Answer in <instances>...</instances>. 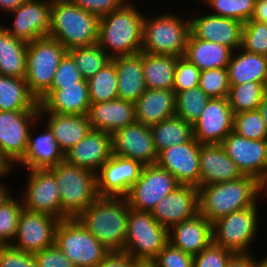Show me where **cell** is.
<instances>
[{"label": "cell", "instance_id": "6da1fadb", "mask_svg": "<svg viewBox=\"0 0 267 267\" xmlns=\"http://www.w3.org/2000/svg\"><path fill=\"white\" fill-rule=\"evenodd\" d=\"M137 7L129 1L124 7L100 17L97 44L111 59L141 52L145 15Z\"/></svg>", "mask_w": 267, "mask_h": 267}, {"label": "cell", "instance_id": "7a4b0ae2", "mask_svg": "<svg viewBox=\"0 0 267 267\" xmlns=\"http://www.w3.org/2000/svg\"><path fill=\"white\" fill-rule=\"evenodd\" d=\"M130 209L126 198L98 197L77 219L107 250L121 252Z\"/></svg>", "mask_w": 267, "mask_h": 267}, {"label": "cell", "instance_id": "3957f363", "mask_svg": "<svg viewBox=\"0 0 267 267\" xmlns=\"http://www.w3.org/2000/svg\"><path fill=\"white\" fill-rule=\"evenodd\" d=\"M258 198L257 179L243 175L234 181L199 187V213L214 223L234 211L254 206Z\"/></svg>", "mask_w": 267, "mask_h": 267}, {"label": "cell", "instance_id": "277c9868", "mask_svg": "<svg viewBox=\"0 0 267 267\" xmlns=\"http://www.w3.org/2000/svg\"><path fill=\"white\" fill-rule=\"evenodd\" d=\"M99 17L75 3L52 4L49 37L67 51L97 43Z\"/></svg>", "mask_w": 267, "mask_h": 267}, {"label": "cell", "instance_id": "5b68a950", "mask_svg": "<svg viewBox=\"0 0 267 267\" xmlns=\"http://www.w3.org/2000/svg\"><path fill=\"white\" fill-rule=\"evenodd\" d=\"M54 175L61 199V220L77 218L99 196L96 173L63 161L48 168Z\"/></svg>", "mask_w": 267, "mask_h": 267}, {"label": "cell", "instance_id": "8992f818", "mask_svg": "<svg viewBox=\"0 0 267 267\" xmlns=\"http://www.w3.org/2000/svg\"><path fill=\"white\" fill-rule=\"evenodd\" d=\"M169 12L146 16L143 20L142 52L155 55L184 56L190 35V20Z\"/></svg>", "mask_w": 267, "mask_h": 267}, {"label": "cell", "instance_id": "52a82bcc", "mask_svg": "<svg viewBox=\"0 0 267 267\" xmlns=\"http://www.w3.org/2000/svg\"><path fill=\"white\" fill-rule=\"evenodd\" d=\"M67 49L49 36L27 43L25 82L37 101L51 88L56 70Z\"/></svg>", "mask_w": 267, "mask_h": 267}, {"label": "cell", "instance_id": "ba28073f", "mask_svg": "<svg viewBox=\"0 0 267 267\" xmlns=\"http://www.w3.org/2000/svg\"><path fill=\"white\" fill-rule=\"evenodd\" d=\"M55 245L75 267H96L110 253L77 218L59 221Z\"/></svg>", "mask_w": 267, "mask_h": 267}, {"label": "cell", "instance_id": "9c48e42d", "mask_svg": "<svg viewBox=\"0 0 267 267\" xmlns=\"http://www.w3.org/2000/svg\"><path fill=\"white\" fill-rule=\"evenodd\" d=\"M258 202L234 211L212 223L213 243L232 253H250L249 247L258 235Z\"/></svg>", "mask_w": 267, "mask_h": 267}, {"label": "cell", "instance_id": "30bf717a", "mask_svg": "<svg viewBox=\"0 0 267 267\" xmlns=\"http://www.w3.org/2000/svg\"><path fill=\"white\" fill-rule=\"evenodd\" d=\"M168 243V229L151 212L130 209L123 252L136 260H154Z\"/></svg>", "mask_w": 267, "mask_h": 267}, {"label": "cell", "instance_id": "8fae6325", "mask_svg": "<svg viewBox=\"0 0 267 267\" xmlns=\"http://www.w3.org/2000/svg\"><path fill=\"white\" fill-rule=\"evenodd\" d=\"M38 121L39 111H0V155L10 167L24 158L30 129Z\"/></svg>", "mask_w": 267, "mask_h": 267}, {"label": "cell", "instance_id": "7c38bea8", "mask_svg": "<svg viewBox=\"0 0 267 267\" xmlns=\"http://www.w3.org/2000/svg\"><path fill=\"white\" fill-rule=\"evenodd\" d=\"M179 185L169 171L157 164L146 165L125 198L131 209L151 212L157 203Z\"/></svg>", "mask_w": 267, "mask_h": 267}, {"label": "cell", "instance_id": "4fadbf2b", "mask_svg": "<svg viewBox=\"0 0 267 267\" xmlns=\"http://www.w3.org/2000/svg\"><path fill=\"white\" fill-rule=\"evenodd\" d=\"M27 172V183L21 194L23 208L46 213L61 220L60 192L54 175L48 169Z\"/></svg>", "mask_w": 267, "mask_h": 267}, {"label": "cell", "instance_id": "5bb4252c", "mask_svg": "<svg viewBox=\"0 0 267 267\" xmlns=\"http://www.w3.org/2000/svg\"><path fill=\"white\" fill-rule=\"evenodd\" d=\"M59 219L46 213L23 208L12 246L21 251L35 254L55 244V233Z\"/></svg>", "mask_w": 267, "mask_h": 267}, {"label": "cell", "instance_id": "9a60e30c", "mask_svg": "<svg viewBox=\"0 0 267 267\" xmlns=\"http://www.w3.org/2000/svg\"><path fill=\"white\" fill-rule=\"evenodd\" d=\"M142 169L140 162L112 154L96 173L98 196L125 198Z\"/></svg>", "mask_w": 267, "mask_h": 267}, {"label": "cell", "instance_id": "2e32d148", "mask_svg": "<svg viewBox=\"0 0 267 267\" xmlns=\"http://www.w3.org/2000/svg\"><path fill=\"white\" fill-rule=\"evenodd\" d=\"M200 149L201 144L193 137L189 142L173 145L160 151L156 164L169 171L179 184L199 188Z\"/></svg>", "mask_w": 267, "mask_h": 267}, {"label": "cell", "instance_id": "e0dca14e", "mask_svg": "<svg viewBox=\"0 0 267 267\" xmlns=\"http://www.w3.org/2000/svg\"><path fill=\"white\" fill-rule=\"evenodd\" d=\"M51 7L49 0H28L7 13L13 15L12 28L2 26L15 38L26 43L33 42L49 35Z\"/></svg>", "mask_w": 267, "mask_h": 267}, {"label": "cell", "instance_id": "ac0fdd59", "mask_svg": "<svg viewBox=\"0 0 267 267\" xmlns=\"http://www.w3.org/2000/svg\"><path fill=\"white\" fill-rule=\"evenodd\" d=\"M112 154L133 159L143 166L156 164L151 128L141 123L127 125L111 134Z\"/></svg>", "mask_w": 267, "mask_h": 267}, {"label": "cell", "instance_id": "d6986e66", "mask_svg": "<svg viewBox=\"0 0 267 267\" xmlns=\"http://www.w3.org/2000/svg\"><path fill=\"white\" fill-rule=\"evenodd\" d=\"M242 175L258 179L267 173V140H254L230 132L221 142Z\"/></svg>", "mask_w": 267, "mask_h": 267}, {"label": "cell", "instance_id": "ffe728a7", "mask_svg": "<svg viewBox=\"0 0 267 267\" xmlns=\"http://www.w3.org/2000/svg\"><path fill=\"white\" fill-rule=\"evenodd\" d=\"M233 122L228 98H211L193 125V136L200 144H221L233 131Z\"/></svg>", "mask_w": 267, "mask_h": 267}, {"label": "cell", "instance_id": "44dd1931", "mask_svg": "<svg viewBox=\"0 0 267 267\" xmlns=\"http://www.w3.org/2000/svg\"><path fill=\"white\" fill-rule=\"evenodd\" d=\"M199 213L198 188L179 185L151 210L155 220L168 230Z\"/></svg>", "mask_w": 267, "mask_h": 267}, {"label": "cell", "instance_id": "7402d4cb", "mask_svg": "<svg viewBox=\"0 0 267 267\" xmlns=\"http://www.w3.org/2000/svg\"><path fill=\"white\" fill-rule=\"evenodd\" d=\"M190 33L198 39L219 43L233 52L241 48L243 23L213 14L190 18Z\"/></svg>", "mask_w": 267, "mask_h": 267}, {"label": "cell", "instance_id": "603a6c76", "mask_svg": "<svg viewBox=\"0 0 267 267\" xmlns=\"http://www.w3.org/2000/svg\"><path fill=\"white\" fill-rule=\"evenodd\" d=\"M39 113L87 115L90 106L86 79L76 85L49 89L39 100Z\"/></svg>", "mask_w": 267, "mask_h": 267}, {"label": "cell", "instance_id": "cb8c5ba5", "mask_svg": "<svg viewBox=\"0 0 267 267\" xmlns=\"http://www.w3.org/2000/svg\"><path fill=\"white\" fill-rule=\"evenodd\" d=\"M111 156V134L91 129L84 138L65 153V161L97 173Z\"/></svg>", "mask_w": 267, "mask_h": 267}, {"label": "cell", "instance_id": "d4e9b609", "mask_svg": "<svg viewBox=\"0 0 267 267\" xmlns=\"http://www.w3.org/2000/svg\"><path fill=\"white\" fill-rule=\"evenodd\" d=\"M168 242L195 256L213 242L212 223L197 213L191 219L172 226L168 230Z\"/></svg>", "mask_w": 267, "mask_h": 267}, {"label": "cell", "instance_id": "484cf974", "mask_svg": "<svg viewBox=\"0 0 267 267\" xmlns=\"http://www.w3.org/2000/svg\"><path fill=\"white\" fill-rule=\"evenodd\" d=\"M87 117L92 129L112 134L136 122L135 104L120 98L91 103Z\"/></svg>", "mask_w": 267, "mask_h": 267}, {"label": "cell", "instance_id": "4316f807", "mask_svg": "<svg viewBox=\"0 0 267 267\" xmlns=\"http://www.w3.org/2000/svg\"><path fill=\"white\" fill-rule=\"evenodd\" d=\"M199 166L200 187L234 181L243 176L221 144H201Z\"/></svg>", "mask_w": 267, "mask_h": 267}, {"label": "cell", "instance_id": "83f0119b", "mask_svg": "<svg viewBox=\"0 0 267 267\" xmlns=\"http://www.w3.org/2000/svg\"><path fill=\"white\" fill-rule=\"evenodd\" d=\"M44 126V133L38 134L37 137L32 132L34 125L30 129L24 158L18 163L21 167L25 166L27 170L48 169L65 161V154L60 149L52 131L46 124Z\"/></svg>", "mask_w": 267, "mask_h": 267}, {"label": "cell", "instance_id": "f1b7e54d", "mask_svg": "<svg viewBox=\"0 0 267 267\" xmlns=\"http://www.w3.org/2000/svg\"><path fill=\"white\" fill-rule=\"evenodd\" d=\"M135 104L136 122L153 126L175 116V92L172 89H146Z\"/></svg>", "mask_w": 267, "mask_h": 267}, {"label": "cell", "instance_id": "f546056e", "mask_svg": "<svg viewBox=\"0 0 267 267\" xmlns=\"http://www.w3.org/2000/svg\"><path fill=\"white\" fill-rule=\"evenodd\" d=\"M117 72L118 98L135 103L145 92L146 83L140 53L111 59Z\"/></svg>", "mask_w": 267, "mask_h": 267}, {"label": "cell", "instance_id": "4dcf8cb0", "mask_svg": "<svg viewBox=\"0 0 267 267\" xmlns=\"http://www.w3.org/2000/svg\"><path fill=\"white\" fill-rule=\"evenodd\" d=\"M45 116V123L64 154L92 129L87 115L39 113L40 119L45 120Z\"/></svg>", "mask_w": 267, "mask_h": 267}, {"label": "cell", "instance_id": "1f68e13d", "mask_svg": "<svg viewBox=\"0 0 267 267\" xmlns=\"http://www.w3.org/2000/svg\"><path fill=\"white\" fill-rule=\"evenodd\" d=\"M235 53V54H234ZM230 85L259 82L267 87V56L235 50L227 66Z\"/></svg>", "mask_w": 267, "mask_h": 267}, {"label": "cell", "instance_id": "d6a6232c", "mask_svg": "<svg viewBox=\"0 0 267 267\" xmlns=\"http://www.w3.org/2000/svg\"><path fill=\"white\" fill-rule=\"evenodd\" d=\"M232 53L227 46L195 38L190 33L184 57L203 71L227 68Z\"/></svg>", "mask_w": 267, "mask_h": 267}, {"label": "cell", "instance_id": "836d02e7", "mask_svg": "<svg viewBox=\"0 0 267 267\" xmlns=\"http://www.w3.org/2000/svg\"><path fill=\"white\" fill-rule=\"evenodd\" d=\"M27 43L9 34L0 24V75L25 78Z\"/></svg>", "mask_w": 267, "mask_h": 267}, {"label": "cell", "instance_id": "e575fe53", "mask_svg": "<svg viewBox=\"0 0 267 267\" xmlns=\"http://www.w3.org/2000/svg\"><path fill=\"white\" fill-rule=\"evenodd\" d=\"M0 111H39L25 78L0 75Z\"/></svg>", "mask_w": 267, "mask_h": 267}, {"label": "cell", "instance_id": "d590c367", "mask_svg": "<svg viewBox=\"0 0 267 267\" xmlns=\"http://www.w3.org/2000/svg\"><path fill=\"white\" fill-rule=\"evenodd\" d=\"M177 58L176 56L142 52V67L146 88L172 89Z\"/></svg>", "mask_w": 267, "mask_h": 267}, {"label": "cell", "instance_id": "8d00e7d4", "mask_svg": "<svg viewBox=\"0 0 267 267\" xmlns=\"http://www.w3.org/2000/svg\"><path fill=\"white\" fill-rule=\"evenodd\" d=\"M150 128L157 154L165 148L189 142L194 137L193 126L176 115Z\"/></svg>", "mask_w": 267, "mask_h": 267}, {"label": "cell", "instance_id": "74e56055", "mask_svg": "<svg viewBox=\"0 0 267 267\" xmlns=\"http://www.w3.org/2000/svg\"><path fill=\"white\" fill-rule=\"evenodd\" d=\"M267 87L259 82L230 85L228 101L234 114L258 110Z\"/></svg>", "mask_w": 267, "mask_h": 267}, {"label": "cell", "instance_id": "f35d334b", "mask_svg": "<svg viewBox=\"0 0 267 267\" xmlns=\"http://www.w3.org/2000/svg\"><path fill=\"white\" fill-rule=\"evenodd\" d=\"M87 82L90 103L105 102L118 98L117 72L112 61L89 78Z\"/></svg>", "mask_w": 267, "mask_h": 267}, {"label": "cell", "instance_id": "ab89813d", "mask_svg": "<svg viewBox=\"0 0 267 267\" xmlns=\"http://www.w3.org/2000/svg\"><path fill=\"white\" fill-rule=\"evenodd\" d=\"M211 98L198 86L175 95V115L192 126Z\"/></svg>", "mask_w": 267, "mask_h": 267}, {"label": "cell", "instance_id": "60d3db41", "mask_svg": "<svg viewBox=\"0 0 267 267\" xmlns=\"http://www.w3.org/2000/svg\"><path fill=\"white\" fill-rule=\"evenodd\" d=\"M67 53L73 58L80 74L86 80L111 61L109 55L97 43L87 47L74 48Z\"/></svg>", "mask_w": 267, "mask_h": 267}, {"label": "cell", "instance_id": "b9f144b4", "mask_svg": "<svg viewBox=\"0 0 267 267\" xmlns=\"http://www.w3.org/2000/svg\"><path fill=\"white\" fill-rule=\"evenodd\" d=\"M212 9L210 14L222 16L242 23L252 19L256 0H203Z\"/></svg>", "mask_w": 267, "mask_h": 267}, {"label": "cell", "instance_id": "7bdbcfd3", "mask_svg": "<svg viewBox=\"0 0 267 267\" xmlns=\"http://www.w3.org/2000/svg\"><path fill=\"white\" fill-rule=\"evenodd\" d=\"M22 210L21 198H14L12 195L0 204V241L4 245L14 241Z\"/></svg>", "mask_w": 267, "mask_h": 267}, {"label": "cell", "instance_id": "ee69618b", "mask_svg": "<svg viewBox=\"0 0 267 267\" xmlns=\"http://www.w3.org/2000/svg\"><path fill=\"white\" fill-rule=\"evenodd\" d=\"M233 132L247 139L267 140V127L259 110L234 114Z\"/></svg>", "mask_w": 267, "mask_h": 267}, {"label": "cell", "instance_id": "f6af8a7d", "mask_svg": "<svg viewBox=\"0 0 267 267\" xmlns=\"http://www.w3.org/2000/svg\"><path fill=\"white\" fill-rule=\"evenodd\" d=\"M241 48L267 56V24L253 19L243 23Z\"/></svg>", "mask_w": 267, "mask_h": 267}, {"label": "cell", "instance_id": "bcb514c9", "mask_svg": "<svg viewBox=\"0 0 267 267\" xmlns=\"http://www.w3.org/2000/svg\"><path fill=\"white\" fill-rule=\"evenodd\" d=\"M199 87L210 98H228L230 83L227 68L201 71Z\"/></svg>", "mask_w": 267, "mask_h": 267}, {"label": "cell", "instance_id": "7dc6e473", "mask_svg": "<svg viewBox=\"0 0 267 267\" xmlns=\"http://www.w3.org/2000/svg\"><path fill=\"white\" fill-rule=\"evenodd\" d=\"M201 70L184 56L177 58L172 90L175 95L190 88L198 87Z\"/></svg>", "mask_w": 267, "mask_h": 267}, {"label": "cell", "instance_id": "c3c4849f", "mask_svg": "<svg viewBox=\"0 0 267 267\" xmlns=\"http://www.w3.org/2000/svg\"><path fill=\"white\" fill-rule=\"evenodd\" d=\"M83 79L73 58L66 53L59 63L50 89H62V86L76 85Z\"/></svg>", "mask_w": 267, "mask_h": 267}, {"label": "cell", "instance_id": "681fc988", "mask_svg": "<svg viewBox=\"0 0 267 267\" xmlns=\"http://www.w3.org/2000/svg\"><path fill=\"white\" fill-rule=\"evenodd\" d=\"M233 254L212 242L207 248L194 256L193 267H226Z\"/></svg>", "mask_w": 267, "mask_h": 267}, {"label": "cell", "instance_id": "f907efd6", "mask_svg": "<svg viewBox=\"0 0 267 267\" xmlns=\"http://www.w3.org/2000/svg\"><path fill=\"white\" fill-rule=\"evenodd\" d=\"M194 256L167 243L158 253L154 262L156 267H193Z\"/></svg>", "mask_w": 267, "mask_h": 267}, {"label": "cell", "instance_id": "816d5d0a", "mask_svg": "<svg viewBox=\"0 0 267 267\" xmlns=\"http://www.w3.org/2000/svg\"><path fill=\"white\" fill-rule=\"evenodd\" d=\"M0 267H38L34 254L6 244L0 247Z\"/></svg>", "mask_w": 267, "mask_h": 267}, {"label": "cell", "instance_id": "f5cc1de1", "mask_svg": "<svg viewBox=\"0 0 267 267\" xmlns=\"http://www.w3.org/2000/svg\"><path fill=\"white\" fill-rule=\"evenodd\" d=\"M34 255L38 267H75L73 262L55 244Z\"/></svg>", "mask_w": 267, "mask_h": 267}, {"label": "cell", "instance_id": "db71d44e", "mask_svg": "<svg viewBox=\"0 0 267 267\" xmlns=\"http://www.w3.org/2000/svg\"><path fill=\"white\" fill-rule=\"evenodd\" d=\"M131 0H75L74 3L99 18L124 7Z\"/></svg>", "mask_w": 267, "mask_h": 267}, {"label": "cell", "instance_id": "11a10c76", "mask_svg": "<svg viewBox=\"0 0 267 267\" xmlns=\"http://www.w3.org/2000/svg\"><path fill=\"white\" fill-rule=\"evenodd\" d=\"M132 257L125 252H110L96 267H131Z\"/></svg>", "mask_w": 267, "mask_h": 267}, {"label": "cell", "instance_id": "9f6ffc18", "mask_svg": "<svg viewBox=\"0 0 267 267\" xmlns=\"http://www.w3.org/2000/svg\"><path fill=\"white\" fill-rule=\"evenodd\" d=\"M253 253H234L226 267H258L260 260Z\"/></svg>", "mask_w": 267, "mask_h": 267}, {"label": "cell", "instance_id": "6f0895ef", "mask_svg": "<svg viewBox=\"0 0 267 267\" xmlns=\"http://www.w3.org/2000/svg\"><path fill=\"white\" fill-rule=\"evenodd\" d=\"M252 19L267 24V0H256Z\"/></svg>", "mask_w": 267, "mask_h": 267}, {"label": "cell", "instance_id": "680465c9", "mask_svg": "<svg viewBox=\"0 0 267 267\" xmlns=\"http://www.w3.org/2000/svg\"><path fill=\"white\" fill-rule=\"evenodd\" d=\"M12 169H14V168L11 167L9 170H5V171L0 172V204L2 202H4L7 198H9L11 196V193L13 194V192H11L9 190L8 185L6 186V184H3L1 182L2 178L4 179L5 177H7L8 174L10 176V173L13 172Z\"/></svg>", "mask_w": 267, "mask_h": 267}, {"label": "cell", "instance_id": "91938a15", "mask_svg": "<svg viewBox=\"0 0 267 267\" xmlns=\"http://www.w3.org/2000/svg\"><path fill=\"white\" fill-rule=\"evenodd\" d=\"M28 0H0V11L7 14Z\"/></svg>", "mask_w": 267, "mask_h": 267}, {"label": "cell", "instance_id": "94428289", "mask_svg": "<svg viewBox=\"0 0 267 267\" xmlns=\"http://www.w3.org/2000/svg\"><path fill=\"white\" fill-rule=\"evenodd\" d=\"M257 196L267 198V173L257 179Z\"/></svg>", "mask_w": 267, "mask_h": 267}, {"label": "cell", "instance_id": "6125c7cd", "mask_svg": "<svg viewBox=\"0 0 267 267\" xmlns=\"http://www.w3.org/2000/svg\"><path fill=\"white\" fill-rule=\"evenodd\" d=\"M261 116L263 117V120L265 122V125L267 127V90L264 92L261 104L258 108Z\"/></svg>", "mask_w": 267, "mask_h": 267}, {"label": "cell", "instance_id": "be15d7a7", "mask_svg": "<svg viewBox=\"0 0 267 267\" xmlns=\"http://www.w3.org/2000/svg\"><path fill=\"white\" fill-rule=\"evenodd\" d=\"M131 267H156L154 260H136L132 258Z\"/></svg>", "mask_w": 267, "mask_h": 267}, {"label": "cell", "instance_id": "e7e4bbea", "mask_svg": "<svg viewBox=\"0 0 267 267\" xmlns=\"http://www.w3.org/2000/svg\"><path fill=\"white\" fill-rule=\"evenodd\" d=\"M11 167L3 160V158L0 155V172L9 170Z\"/></svg>", "mask_w": 267, "mask_h": 267}, {"label": "cell", "instance_id": "03108f58", "mask_svg": "<svg viewBox=\"0 0 267 267\" xmlns=\"http://www.w3.org/2000/svg\"><path fill=\"white\" fill-rule=\"evenodd\" d=\"M75 0H49L51 4L74 3Z\"/></svg>", "mask_w": 267, "mask_h": 267}, {"label": "cell", "instance_id": "003e7915", "mask_svg": "<svg viewBox=\"0 0 267 267\" xmlns=\"http://www.w3.org/2000/svg\"><path fill=\"white\" fill-rule=\"evenodd\" d=\"M258 267H267V256L260 259Z\"/></svg>", "mask_w": 267, "mask_h": 267}]
</instances>
